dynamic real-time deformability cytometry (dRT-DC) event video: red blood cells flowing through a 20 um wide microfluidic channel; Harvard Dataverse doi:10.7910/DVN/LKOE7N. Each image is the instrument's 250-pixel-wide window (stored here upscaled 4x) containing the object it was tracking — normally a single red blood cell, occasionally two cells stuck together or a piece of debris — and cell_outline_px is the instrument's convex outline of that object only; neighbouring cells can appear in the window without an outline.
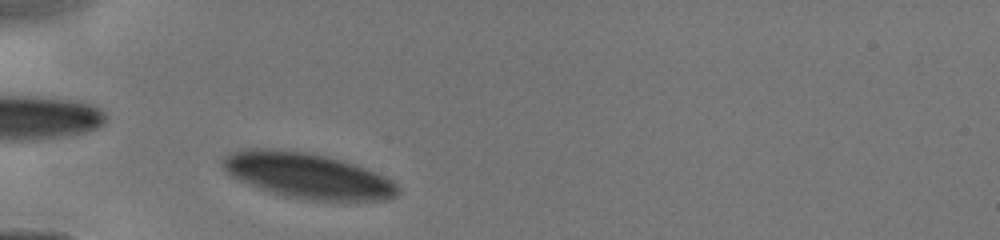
{"species": "human", "species_latin": "Homo sapiens", "temperature_condition": "cold", "stored_images_in_passage": 23, "camera_frame_rate_fps": 3000, "um_per_image_px": 0.085, "donor": {"sex": "male"}, "frame": {"image": 1, "passage_image": 2, "time_ms": 0.333, "image_size_px": [1000, 240], "cell_outline_px": [[400, 192], [396, 196], [388, 200], [304, 200], [272, 192], [248, 184], [228, 176], [224, 172], [220, 164], [220, 160], [224, 156], [232, 152], [244, 148], [280, 148], [308, 152], [328, 156], [356, 164], [384, 176], [392, 180], [400, 188]], "centroid_in_image_um": [26.09, 14.9], "position_along_channel_um": 58.9, "area_um2": 46.99}}
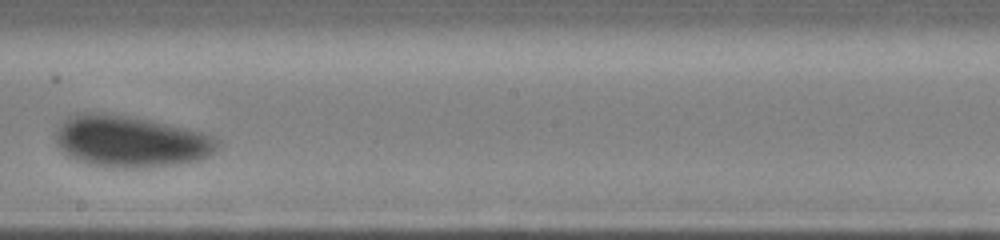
{"frame": {"image": 2, "passage_image": 15, "time_ms": 4.667, "image_size_px": [1000, 240], "cell_outline_px": [[220, 144], [216, 152], [200, 160], [176, 164], [148, 168], [104, 168], [88, 164], [76, 160], [68, 156], [60, 148], [56, 140], [56, 128], [68, 116], [76, 112], [104, 112], [152, 120], [200, 132], [216, 140]], "centroid_in_image_um": [11.05, 12.03], "position_along_channel_um": 237.2, "area_um2": 49.13}}
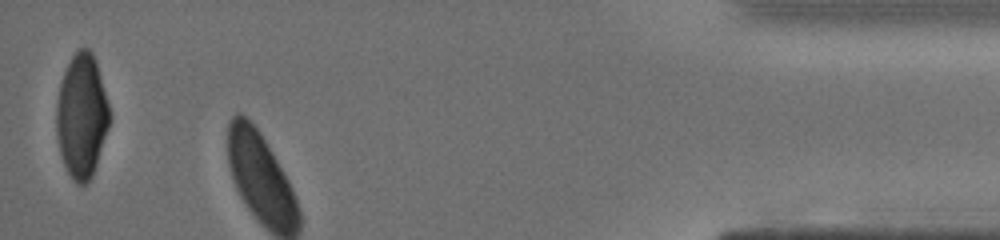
{"frame": {"image": 3, "passage_image": 23, "time_ms": 9.667, "image_size_px": [1000, 240], "cell_outline_px": [[112, 120], [92, 176], [84, 184], [76, 184], [68, 172], [64, 164], [60, 152], [56, 136], [56, 104], [60, 84], [64, 72], [76, 48], [88, 48], [92, 52], [96, 64], [112, 116]], "centroid_in_image_um": [6.95, 9.86], "position_along_channel_um": 428.3, "area_um2": 38.44}}